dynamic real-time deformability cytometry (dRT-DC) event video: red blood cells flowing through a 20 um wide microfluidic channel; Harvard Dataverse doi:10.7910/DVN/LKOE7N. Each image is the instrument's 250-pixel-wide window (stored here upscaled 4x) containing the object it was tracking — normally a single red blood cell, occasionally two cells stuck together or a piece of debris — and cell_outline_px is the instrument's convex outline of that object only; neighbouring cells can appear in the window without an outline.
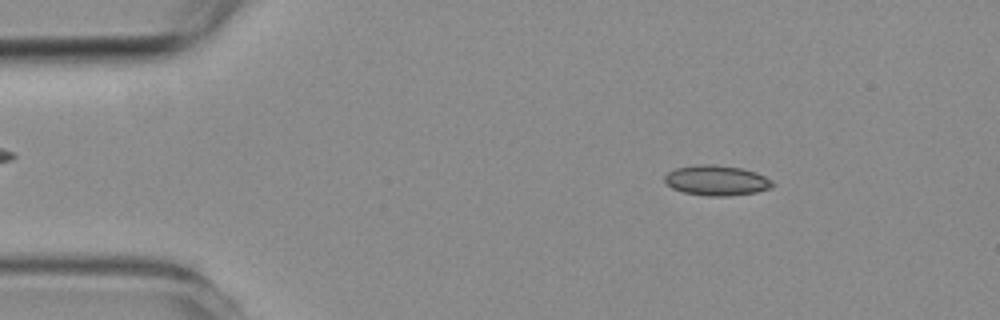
{"species": "common noctule bat (a hibernating species)", "species_latin": "Nyctalus noctula", "temperature_condition": "room temperature", "stored_images_in_passage": 3, "camera_frame_rate_fps": 3000, "um_per_image_px": 0.085, "animal": {"sex": "female", "body_mass_g": 19.3, "forearm_length_mm": 54.1}, "frame": {"image": 1, "passage_image": 1, "time_ms": 0.0, "image_size_px": [1000, 320], "cell_outline_px": [[772, 188], [756, 192], [728, 196], [708, 196], [684, 192], [672, 188], [664, 180], [664, 176], [668, 172], [676, 168], [700, 164], [712, 164], [740, 168], [756, 172], [772, 180]], "centroid_in_image_um": [60.91, 15.33], "position_along_channel_um": 24.1, "area_um2": 18.84}}
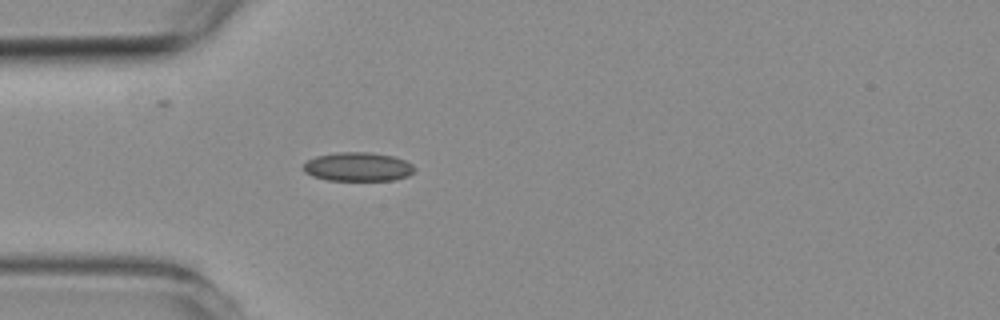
{"frame": {"image": 2, "passage_image": 3, "time_ms": 2.333, "image_size_px": [1000, 320], "cell_outline_px": [[416, 168], [408, 176], [392, 180], [328, 180], [312, 176], [304, 172], [304, 164], [308, 160], [316, 156], [340, 152], [368, 152], [392, 156], [404, 160], [412, 164]], "centroid_in_image_um": [30.42, 14.18], "position_along_channel_um": 54.6, "area_um2": 18.55}}